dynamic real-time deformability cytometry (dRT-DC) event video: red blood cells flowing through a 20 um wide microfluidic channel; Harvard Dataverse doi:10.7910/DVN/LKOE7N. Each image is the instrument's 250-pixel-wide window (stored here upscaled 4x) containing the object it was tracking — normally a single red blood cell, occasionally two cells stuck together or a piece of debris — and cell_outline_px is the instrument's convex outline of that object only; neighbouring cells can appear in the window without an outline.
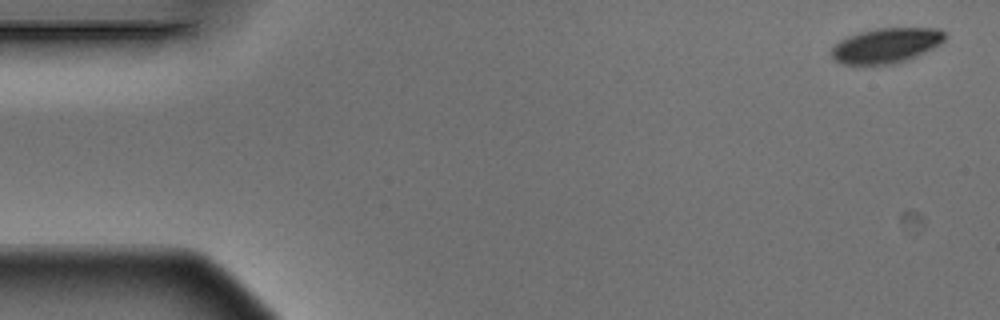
{"species": "Egyptian fruit bat (a non-hibernating species)", "species_latin": "Rousettus aegyptiacus", "temperature_condition": "warm", "stored_images_in_passage": 5, "camera_frame_rate_fps": 3000, "um_per_image_px": 0.085, "animal": {"sex": "male"}, "frame": {"image": 1, "passage_image": 1, "time_ms": 0.0, "image_size_px": [1000, 320], "cell_outline_px": [[948, 36], [940, 44], [908, 60], [892, 64], [872, 68], [840, 64], [832, 56], [832, 48], [840, 40], [848, 36], [860, 32], [876, 28], [940, 28]], "centroid_in_image_um": [75.3, 3.91], "position_along_channel_um": 9.7, "area_um2": 23.81}}